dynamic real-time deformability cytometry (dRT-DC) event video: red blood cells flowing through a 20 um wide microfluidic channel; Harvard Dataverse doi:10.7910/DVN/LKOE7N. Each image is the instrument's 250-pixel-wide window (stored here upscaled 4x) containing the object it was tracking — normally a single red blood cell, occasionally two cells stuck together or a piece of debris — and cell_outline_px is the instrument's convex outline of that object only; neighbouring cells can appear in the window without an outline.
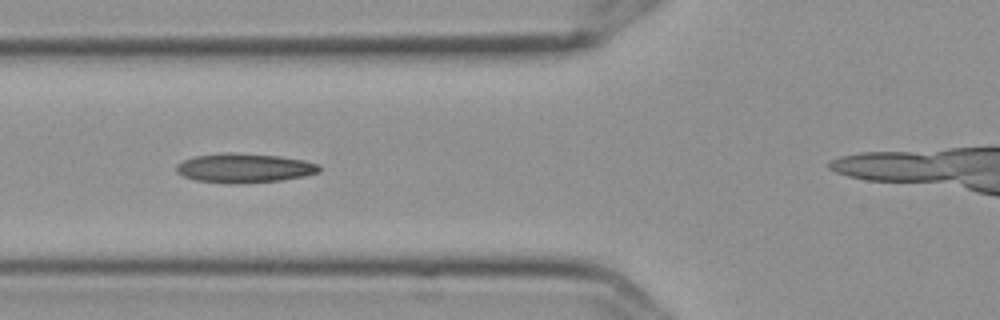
{"species": "Egyptian fruit bat (a non-hibernating species)", "species_latin": "Rousettus aegyptiacus", "temperature_condition": "cold", "stored_images_in_passage": 12, "camera_frame_rate_fps": 3000, "um_per_image_px": 0.085, "frame": {"image": 1, "passage_image": 4, "time_ms": 1.0, "image_size_px": [1000, 320], "cell_outline_px": [[320, 172], [304, 176], [280, 180], [240, 184], [196, 180], [184, 176], [176, 172], [176, 164], [184, 160], [196, 156], [228, 152], [236, 152], [280, 156], [304, 160], [320, 164]], "centroid_in_image_um": [20.79, 14.27], "position_along_channel_um": 105.0, "area_um2": 24.39}}
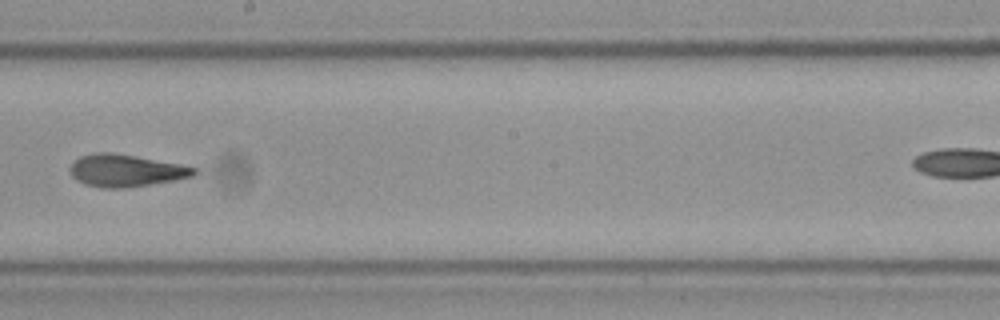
{"frame": {"image": 2, "passage_image": 7, "time_ms": 2.0, "image_size_px": [1000, 320], "cell_outline_px": [[196, 172], [192, 176], [172, 180], [128, 188], [104, 188], [88, 184], [76, 180], [72, 176], [72, 164], [80, 156], [92, 152], [112, 152], [136, 156], [180, 164], [196, 168]], "centroid_in_image_um": [10.68, 14.49], "position_along_channel_um": 237.5, "area_um2": 22.95}}
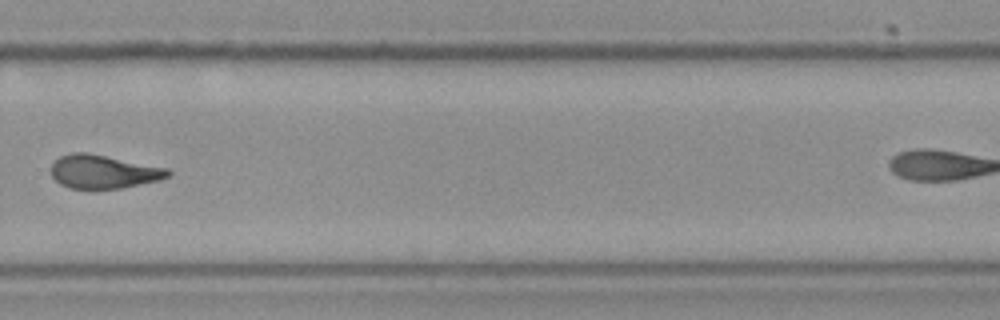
{"frame": {"image": 3, "passage_image": 9, "time_ms": 2.667, "image_size_px": [1000, 320], "cell_outline_px": [[172, 172], [168, 176], [160, 180], [120, 188], [92, 192], [68, 188], [60, 184], [52, 176], [52, 164], [60, 156], [72, 152], [88, 152], [168, 168]], "centroid_in_image_um": [8.77, 14.63], "position_along_channel_um": 321.0, "area_um2": 23.47}}